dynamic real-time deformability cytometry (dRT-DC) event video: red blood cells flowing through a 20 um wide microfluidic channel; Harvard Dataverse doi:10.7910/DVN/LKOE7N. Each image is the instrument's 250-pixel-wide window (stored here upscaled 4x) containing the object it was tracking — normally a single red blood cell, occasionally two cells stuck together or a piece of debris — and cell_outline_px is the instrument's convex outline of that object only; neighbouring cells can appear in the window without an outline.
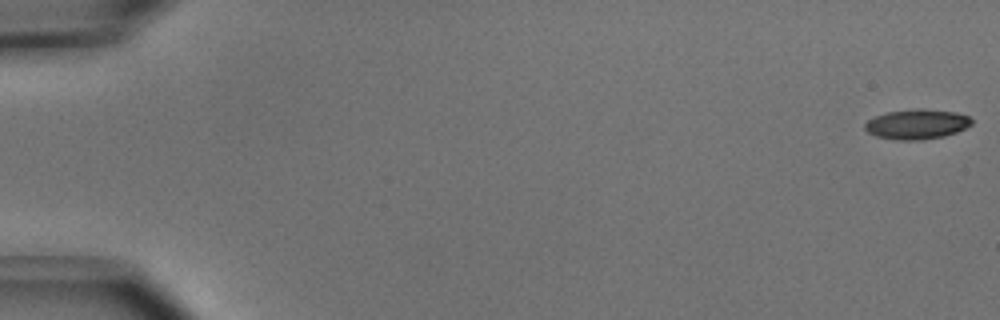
{"species": "common noctule bat (a hibernating species)", "species_latin": "Nyctalus noctula", "temperature_condition": "cold", "stored_images_in_passage": 52, "camera_frame_rate_fps": 3000, "um_per_image_px": 0.085, "animal": {"sex": "male", "body_mass_g": 15.6}, "frame": {"image": 1, "passage_image": 1, "time_ms": 0.0, "image_size_px": [1000, 320], "cell_outline_px": [[972, 124], [956, 132], [944, 136], [924, 140], [896, 140], [876, 136], [868, 132], [864, 128], [864, 124], [868, 120], [876, 116], [888, 112], [916, 108], [924, 108], [956, 112], [968, 116], [972, 120]], "centroid_in_image_um": [77.93, 10.55], "position_along_channel_um": 7.1, "area_um2": 18.67}}
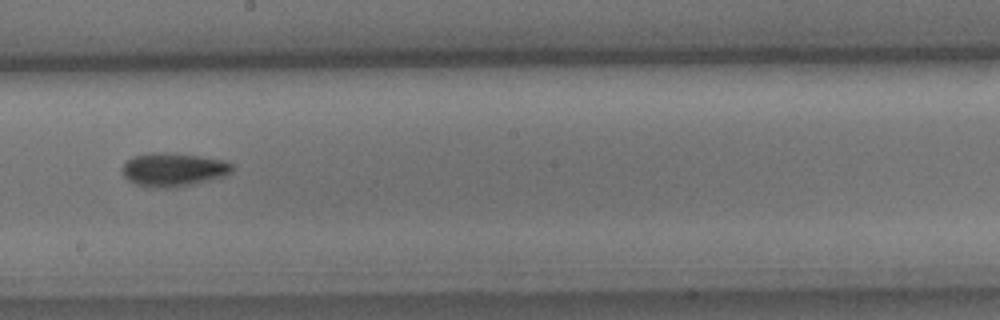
{"frame": {"image": 2, "passage_image": 30, "time_ms": 9.667, "image_size_px": [1000, 320], "cell_outline_px": [[236, 168], [232, 172], [224, 176], [192, 184], [172, 188], [152, 188], [136, 184], [128, 180], [124, 176], [120, 168], [132, 156], [152, 152], [176, 152], [224, 160], [232, 164]], "centroid_in_image_um": [14.73, 14.4], "position_along_channel_um": 233.5, "area_um2": 21.85}}
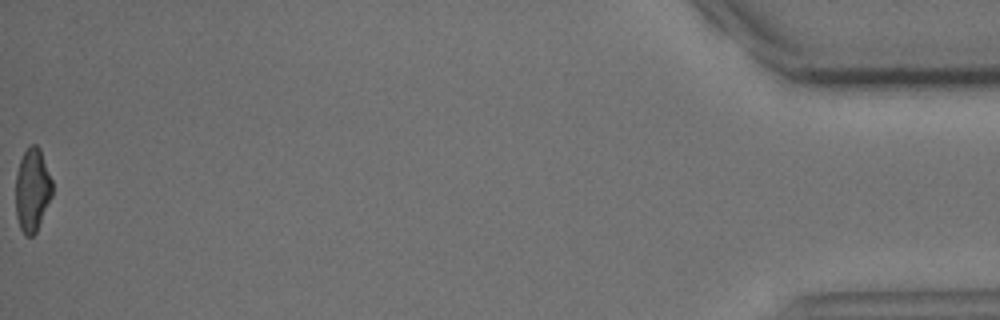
{"frame": {"image": 3, "passage_image": 52, "time_ms": 17.0, "image_size_px": [1000, 320], "cell_outline_px": [[52, 196], [36, 232], [32, 236], [24, 236], [20, 228], [16, 216], [16, 172], [20, 160], [24, 152], [32, 144], [36, 144], [40, 148], [52, 180]], "centroid_in_image_um": [2.74, 16.16], "position_along_channel_um": 432.5, "area_um2": 17.8}, "authors_computed_cell_mechanics": {"area_um2": 19.3341, "velocity_mm_per_s": 3.965, "shape_relaxation_time_tau1_ms": 5.228, "shape_relaxation_time_tau2_ms": 9.6722, "deformation_change_tau1": 0.1404, "deformation_change_tau2": 0.193}}